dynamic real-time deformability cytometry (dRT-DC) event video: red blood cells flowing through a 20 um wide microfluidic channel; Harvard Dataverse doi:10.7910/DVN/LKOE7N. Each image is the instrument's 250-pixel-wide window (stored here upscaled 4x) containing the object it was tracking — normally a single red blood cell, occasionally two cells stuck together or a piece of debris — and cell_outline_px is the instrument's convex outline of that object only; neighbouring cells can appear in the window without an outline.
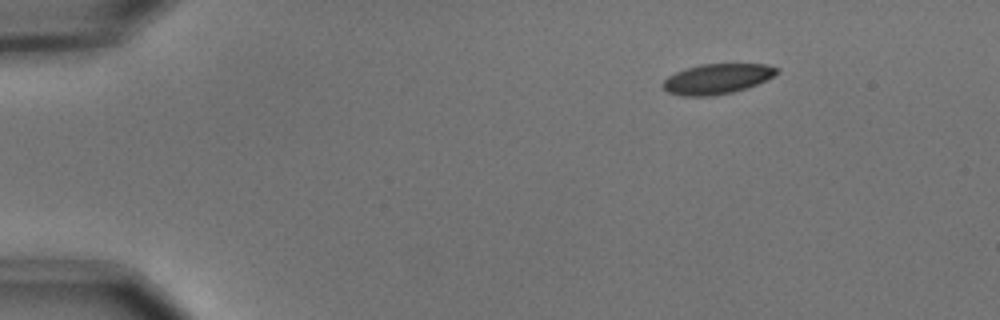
{"species": "common noctule bat (a hibernating species)", "species_latin": "Nyctalus noctula", "temperature_condition": "cold", "stored_images_in_passage": 48, "camera_frame_rate_fps": 3000, "um_per_image_px": 0.085, "animal": {"sex": "male", "body_mass_g": 15.6}, "frame": {"image": 1, "passage_image": 1, "time_ms": 0.0, "image_size_px": [1000, 320], "cell_outline_px": [[780, 72], [748, 88], [732, 92], [712, 96], [680, 96], [668, 92], [660, 84], [668, 76], [684, 68], [700, 64], [764, 64], [776, 68]], "centroid_in_image_um": [60.89, 6.71], "position_along_channel_um": 24.1, "area_um2": 20.0}}
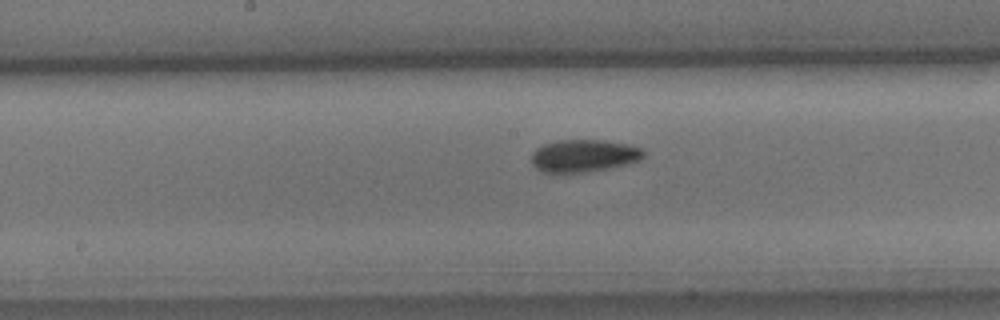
{"frame": {"image": 2, "passage_image": 22, "time_ms": 7.0, "image_size_px": [1000, 320], "cell_outline_px": [[644, 156], [640, 160], [612, 168], [584, 172], [540, 172], [532, 164], [532, 152], [536, 148], [544, 144], [560, 140], [600, 140], [624, 144], [644, 148]], "centroid_in_image_um": [49.62, 13.24], "position_along_channel_um": 198.6, "area_um2": 21.15}}
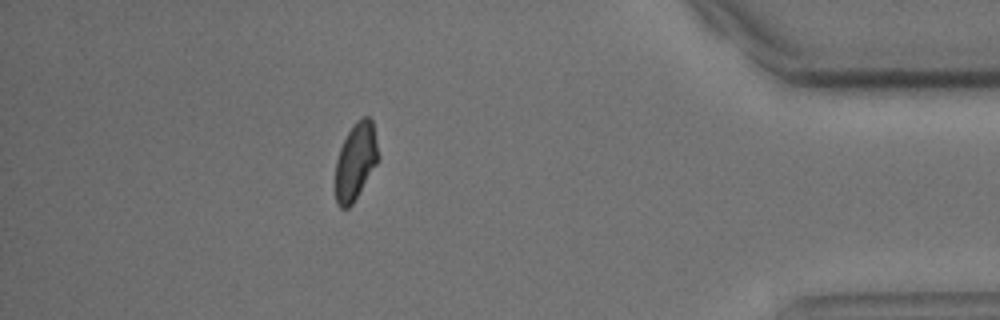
{"frame": {"image": 3, "passage_image": 42, "time_ms": 13.667, "image_size_px": [1000, 320], "cell_outline_px": [[380, 156], [376, 164], [352, 204], [348, 208], [340, 208], [336, 204], [336, 160], [340, 148], [348, 132], [356, 120], [364, 116], [368, 116], [372, 120]], "centroid_in_image_um": [30.23, 13.69], "position_along_channel_um": 405.0, "area_um2": 19.07}, "authors_computed_cell_mechanics": {"area_um2": 20.808, "velocity_mm_per_s": 3.6773, "shape_relaxation_time_tau1_ms": 3.0336, "shape_relaxation_time_tau2_ms": null, "deformation_change_tau1": 0.0893, "deformation_change_tau2": null}}